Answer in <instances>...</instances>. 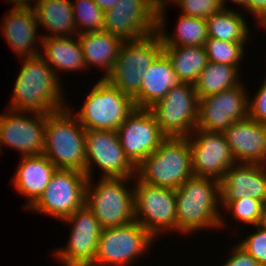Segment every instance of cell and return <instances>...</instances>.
Here are the masks:
<instances>
[{"instance_id":"cell-8","label":"cell","mask_w":266,"mask_h":266,"mask_svg":"<svg viewBox=\"0 0 266 266\" xmlns=\"http://www.w3.org/2000/svg\"><path fill=\"white\" fill-rule=\"evenodd\" d=\"M154 241L155 238L135 220L123 226L102 229L91 266H129L140 256H145Z\"/></svg>"},{"instance_id":"cell-15","label":"cell","mask_w":266,"mask_h":266,"mask_svg":"<svg viewBox=\"0 0 266 266\" xmlns=\"http://www.w3.org/2000/svg\"><path fill=\"white\" fill-rule=\"evenodd\" d=\"M245 84L208 95L198 100L196 128L224 132L232 123L248 116V92Z\"/></svg>"},{"instance_id":"cell-10","label":"cell","mask_w":266,"mask_h":266,"mask_svg":"<svg viewBox=\"0 0 266 266\" xmlns=\"http://www.w3.org/2000/svg\"><path fill=\"white\" fill-rule=\"evenodd\" d=\"M198 100L194 84L180 83L149 109L166 137H188L196 129Z\"/></svg>"},{"instance_id":"cell-7","label":"cell","mask_w":266,"mask_h":266,"mask_svg":"<svg viewBox=\"0 0 266 266\" xmlns=\"http://www.w3.org/2000/svg\"><path fill=\"white\" fill-rule=\"evenodd\" d=\"M163 51L157 32L137 40H124L111 73L105 78L133 99L140 93L142 75Z\"/></svg>"},{"instance_id":"cell-28","label":"cell","mask_w":266,"mask_h":266,"mask_svg":"<svg viewBox=\"0 0 266 266\" xmlns=\"http://www.w3.org/2000/svg\"><path fill=\"white\" fill-rule=\"evenodd\" d=\"M182 83L194 84L208 63L204 46H163Z\"/></svg>"},{"instance_id":"cell-35","label":"cell","mask_w":266,"mask_h":266,"mask_svg":"<svg viewBox=\"0 0 266 266\" xmlns=\"http://www.w3.org/2000/svg\"><path fill=\"white\" fill-rule=\"evenodd\" d=\"M256 227V232L247 235L237 244L248 252L260 266H266V229L261 225Z\"/></svg>"},{"instance_id":"cell-22","label":"cell","mask_w":266,"mask_h":266,"mask_svg":"<svg viewBox=\"0 0 266 266\" xmlns=\"http://www.w3.org/2000/svg\"><path fill=\"white\" fill-rule=\"evenodd\" d=\"M17 166L14 189L28 199L24 207L29 209L42 195L57 168L44 154L21 157Z\"/></svg>"},{"instance_id":"cell-17","label":"cell","mask_w":266,"mask_h":266,"mask_svg":"<svg viewBox=\"0 0 266 266\" xmlns=\"http://www.w3.org/2000/svg\"><path fill=\"white\" fill-rule=\"evenodd\" d=\"M129 161L137 168L160 146L166 136L150 109L135 108L116 130Z\"/></svg>"},{"instance_id":"cell-1","label":"cell","mask_w":266,"mask_h":266,"mask_svg":"<svg viewBox=\"0 0 266 266\" xmlns=\"http://www.w3.org/2000/svg\"><path fill=\"white\" fill-rule=\"evenodd\" d=\"M23 61L8 109L50 114L64 108L61 81L41 55Z\"/></svg>"},{"instance_id":"cell-13","label":"cell","mask_w":266,"mask_h":266,"mask_svg":"<svg viewBox=\"0 0 266 266\" xmlns=\"http://www.w3.org/2000/svg\"><path fill=\"white\" fill-rule=\"evenodd\" d=\"M61 221L70 224L72 228L68 245L54 251V256L63 266H91L95 260L102 231L93 211L84 204Z\"/></svg>"},{"instance_id":"cell-20","label":"cell","mask_w":266,"mask_h":266,"mask_svg":"<svg viewBox=\"0 0 266 266\" xmlns=\"http://www.w3.org/2000/svg\"><path fill=\"white\" fill-rule=\"evenodd\" d=\"M223 134L236 163L266 165V125L247 116Z\"/></svg>"},{"instance_id":"cell-34","label":"cell","mask_w":266,"mask_h":266,"mask_svg":"<svg viewBox=\"0 0 266 266\" xmlns=\"http://www.w3.org/2000/svg\"><path fill=\"white\" fill-rule=\"evenodd\" d=\"M181 9L185 16L207 19L222 9L227 3L224 0H169Z\"/></svg>"},{"instance_id":"cell-33","label":"cell","mask_w":266,"mask_h":266,"mask_svg":"<svg viewBox=\"0 0 266 266\" xmlns=\"http://www.w3.org/2000/svg\"><path fill=\"white\" fill-rule=\"evenodd\" d=\"M264 203L257 199L241 198L231 201L224 209L238 222L256 227L261 224ZM251 224V225H250Z\"/></svg>"},{"instance_id":"cell-9","label":"cell","mask_w":266,"mask_h":266,"mask_svg":"<svg viewBox=\"0 0 266 266\" xmlns=\"http://www.w3.org/2000/svg\"><path fill=\"white\" fill-rule=\"evenodd\" d=\"M134 217L156 240L167 230L177 233L175 190L141 182L135 176Z\"/></svg>"},{"instance_id":"cell-23","label":"cell","mask_w":266,"mask_h":266,"mask_svg":"<svg viewBox=\"0 0 266 266\" xmlns=\"http://www.w3.org/2000/svg\"><path fill=\"white\" fill-rule=\"evenodd\" d=\"M142 77L140 93L134 98L136 108H151L171 88L182 83L174 72L169 57L163 51Z\"/></svg>"},{"instance_id":"cell-3","label":"cell","mask_w":266,"mask_h":266,"mask_svg":"<svg viewBox=\"0 0 266 266\" xmlns=\"http://www.w3.org/2000/svg\"><path fill=\"white\" fill-rule=\"evenodd\" d=\"M85 133L69 107L47 114L43 154L57 169L85 173Z\"/></svg>"},{"instance_id":"cell-40","label":"cell","mask_w":266,"mask_h":266,"mask_svg":"<svg viewBox=\"0 0 266 266\" xmlns=\"http://www.w3.org/2000/svg\"><path fill=\"white\" fill-rule=\"evenodd\" d=\"M100 9L107 12L114 8V6L119 2L118 0H93Z\"/></svg>"},{"instance_id":"cell-39","label":"cell","mask_w":266,"mask_h":266,"mask_svg":"<svg viewBox=\"0 0 266 266\" xmlns=\"http://www.w3.org/2000/svg\"><path fill=\"white\" fill-rule=\"evenodd\" d=\"M5 1L13 3L14 4L13 8H18V9H31L33 8L32 3L37 2V0L36 1L33 0V2L32 0H5Z\"/></svg>"},{"instance_id":"cell-27","label":"cell","mask_w":266,"mask_h":266,"mask_svg":"<svg viewBox=\"0 0 266 266\" xmlns=\"http://www.w3.org/2000/svg\"><path fill=\"white\" fill-rule=\"evenodd\" d=\"M33 10L38 24L51 34L42 38L78 35L71 0H37Z\"/></svg>"},{"instance_id":"cell-44","label":"cell","mask_w":266,"mask_h":266,"mask_svg":"<svg viewBox=\"0 0 266 266\" xmlns=\"http://www.w3.org/2000/svg\"><path fill=\"white\" fill-rule=\"evenodd\" d=\"M224 1H225L226 3L229 2V1H231V2L234 3L236 0H224Z\"/></svg>"},{"instance_id":"cell-14","label":"cell","mask_w":266,"mask_h":266,"mask_svg":"<svg viewBox=\"0 0 266 266\" xmlns=\"http://www.w3.org/2000/svg\"><path fill=\"white\" fill-rule=\"evenodd\" d=\"M25 113L33 115L30 117ZM46 120L44 113L7 109L0 114L1 146L20 151L21 157L43 154Z\"/></svg>"},{"instance_id":"cell-42","label":"cell","mask_w":266,"mask_h":266,"mask_svg":"<svg viewBox=\"0 0 266 266\" xmlns=\"http://www.w3.org/2000/svg\"><path fill=\"white\" fill-rule=\"evenodd\" d=\"M258 25L261 27L263 26V28L266 29V15L258 22Z\"/></svg>"},{"instance_id":"cell-36","label":"cell","mask_w":266,"mask_h":266,"mask_svg":"<svg viewBox=\"0 0 266 266\" xmlns=\"http://www.w3.org/2000/svg\"><path fill=\"white\" fill-rule=\"evenodd\" d=\"M264 83L259 87L255 97L249 95L248 99V116L258 123L266 125V78Z\"/></svg>"},{"instance_id":"cell-32","label":"cell","mask_w":266,"mask_h":266,"mask_svg":"<svg viewBox=\"0 0 266 266\" xmlns=\"http://www.w3.org/2000/svg\"><path fill=\"white\" fill-rule=\"evenodd\" d=\"M245 44L246 42H228L208 37L204 48L209 62L232 65L239 68L245 56Z\"/></svg>"},{"instance_id":"cell-11","label":"cell","mask_w":266,"mask_h":266,"mask_svg":"<svg viewBox=\"0 0 266 266\" xmlns=\"http://www.w3.org/2000/svg\"><path fill=\"white\" fill-rule=\"evenodd\" d=\"M85 173L56 169L39 199L27 210L37 211L60 221L85 204Z\"/></svg>"},{"instance_id":"cell-29","label":"cell","mask_w":266,"mask_h":266,"mask_svg":"<svg viewBox=\"0 0 266 266\" xmlns=\"http://www.w3.org/2000/svg\"><path fill=\"white\" fill-rule=\"evenodd\" d=\"M208 37L228 42H248L250 30L244 16L224 6L206 19Z\"/></svg>"},{"instance_id":"cell-18","label":"cell","mask_w":266,"mask_h":266,"mask_svg":"<svg viewBox=\"0 0 266 266\" xmlns=\"http://www.w3.org/2000/svg\"><path fill=\"white\" fill-rule=\"evenodd\" d=\"M187 138L195 176L210 177L220 181L225 172L236 164L223 132L196 128Z\"/></svg>"},{"instance_id":"cell-26","label":"cell","mask_w":266,"mask_h":266,"mask_svg":"<svg viewBox=\"0 0 266 266\" xmlns=\"http://www.w3.org/2000/svg\"><path fill=\"white\" fill-rule=\"evenodd\" d=\"M166 5H158V22L156 32L159 34L163 46H204L208 39L207 21L202 18L180 15L177 22V29L174 35L170 36L166 26Z\"/></svg>"},{"instance_id":"cell-21","label":"cell","mask_w":266,"mask_h":266,"mask_svg":"<svg viewBox=\"0 0 266 266\" xmlns=\"http://www.w3.org/2000/svg\"><path fill=\"white\" fill-rule=\"evenodd\" d=\"M1 24V32L5 41L19 58L40 55L41 48L39 49L35 44L38 43L36 41L42 43V36L37 34L39 24L33 8H11L5 14Z\"/></svg>"},{"instance_id":"cell-2","label":"cell","mask_w":266,"mask_h":266,"mask_svg":"<svg viewBox=\"0 0 266 266\" xmlns=\"http://www.w3.org/2000/svg\"><path fill=\"white\" fill-rule=\"evenodd\" d=\"M175 199L177 232L192 235L206 228L225 227V217L219 210V180L193 175L175 190Z\"/></svg>"},{"instance_id":"cell-31","label":"cell","mask_w":266,"mask_h":266,"mask_svg":"<svg viewBox=\"0 0 266 266\" xmlns=\"http://www.w3.org/2000/svg\"><path fill=\"white\" fill-rule=\"evenodd\" d=\"M72 10L78 34L104 31L105 12L93 0H76Z\"/></svg>"},{"instance_id":"cell-16","label":"cell","mask_w":266,"mask_h":266,"mask_svg":"<svg viewBox=\"0 0 266 266\" xmlns=\"http://www.w3.org/2000/svg\"><path fill=\"white\" fill-rule=\"evenodd\" d=\"M105 12L104 31L123 40H137L156 32L158 4L154 0H118Z\"/></svg>"},{"instance_id":"cell-19","label":"cell","mask_w":266,"mask_h":266,"mask_svg":"<svg viewBox=\"0 0 266 266\" xmlns=\"http://www.w3.org/2000/svg\"><path fill=\"white\" fill-rule=\"evenodd\" d=\"M252 198L266 203V165L236 163L220 180L223 209L234 200Z\"/></svg>"},{"instance_id":"cell-43","label":"cell","mask_w":266,"mask_h":266,"mask_svg":"<svg viewBox=\"0 0 266 266\" xmlns=\"http://www.w3.org/2000/svg\"><path fill=\"white\" fill-rule=\"evenodd\" d=\"M158 5L162 4V3H167V1L169 0H154Z\"/></svg>"},{"instance_id":"cell-6","label":"cell","mask_w":266,"mask_h":266,"mask_svg":"<svg viewBox=\"0 0 266 266\" xmlns=\"http://www.w3.org/2000/svg\"><path fill=\"white\" fill-rule=\"evenodd\" d=\"M135 108L131 96L101 78L75 116L86 130L116 131Z\"/></svg>"},{"instance_id":"cell-37","label":"cell","mask_w":266,"mask_h":266,"mask_svg":"<svg viewBox=\"0 0 266 266\" xmlns=\"http://www.w3.org/2000/svg\"><path fill=\"white\" fill-rule=\"evenodd\" d=\"M231 250V255L221 266H260V264L237 243Z\"/></svg>"},{"instance_id":"cell-24","label":"cell","mask_w":266,"mask_h":266,"mask_svg":"<svg viewBox=\"0 0 266 266\" xmlns=\"http://www.w3.org/2000/svg\"><path fill=\"white\" fill-rule=\"evenodd\" d=\"M82 47L87 69L92 66L103 69L105 79L115 65L124 40L106 31L88 32L77 35ZM91 65V67H90Z\"/></svg>"},{"instance_id":"cell-4","label":"cell","mask_w":266,"mask_h":266,"mask_svg":"<svg viewBox=\"0 0 266 266\" xmlns=\"http://www.w3.org/2000/svg\"><path fill=\"white\" fill-rule=\"evenodd\" d=\"M193 175L187 137H166L136 168V177L141 182L173 190Z\"/></svg>"},{"instance_id":"cell-5","label":"cell","mask_w":266,"mask_h":266,"mask_svg":"<svg viewBox=\"0 0 266 266\" xmlns=\"http://www.w3.org/2000/svg\"><path fill=\"white\" fill-rule=\"evenodd\" d=\"M133 178H100L96 184H93V178L87 179L85 204L93 211L102 229L135 220L134 187L126 186Z\"/></svg>"},{"instance_id":"cell-30","label":"cell","mask_w":266,"mask_h":266,"mask_svg":"<svg viewBox=\"0 0 266 266\" xmlns=\"http://www.w3.org/2000/svg\"><path fill=\"white\" fill-rule=\"evenodd\" d=\"M240 69L237 66L209 62L201 71L194 83L198 98L220 93L223 90L235 87L240 81Z\"/></svg>"},{"instance_id":"cell-25","label":"cell","mask_w":266,"mask_h":266,"mask_svg":"<svg viewBox=\"0 0 266 266\" xmlns=\"http://www.w3.org/2000/svg\"><path fill=\"white\" fill-rule=\"evenodd\" d=\"M40 55L60 78L61 72L83 71L86 69L83 51L79 39L69 37H43ZM59 70V71H58Z\"/></svg>"},{"instance_id":"cell-38","label":"cell","mask_w":266,"mask_h":266,"mask_svg":"<svg viewBox=\"0 0 266 266\" xmlns=\"http://www.w3.org/2000/svg\"><path fill=\"white\" fill-rule=\"evenodd\" d=\"M234 3L244 7L257 23L266 15V0H236Z\"/></svg>"},{"instance_id":"cell-41","label":"cell","mask_w":266,"mask_h":266,"mask_svg":"<svg viewBox=\"0 0 266 266\" xmlns=\"http://www.w3.org/2000/svg\"><path fill=\"white\" fill-rule=\"evenodd\" d=\"M264 229H266V203L264 204L263 207V214H262V221L260 224Z\"/></svg>"},{"instance_id":"cell-12","label":"cell","mask_w":266,"mask_h":266,"mask_svg":"<svg viewBox=\"0 0 266 266\" xmlns=\"http://www.w3.org/2000/svg\"><path fill=\"white\" fill-rule=\"evenodd\" d=\"M85 174L93 178V165L102 170L101 178L135 177L136 167L126 157L116 131L86 130Z\"/></svg>"}]
</instances>
